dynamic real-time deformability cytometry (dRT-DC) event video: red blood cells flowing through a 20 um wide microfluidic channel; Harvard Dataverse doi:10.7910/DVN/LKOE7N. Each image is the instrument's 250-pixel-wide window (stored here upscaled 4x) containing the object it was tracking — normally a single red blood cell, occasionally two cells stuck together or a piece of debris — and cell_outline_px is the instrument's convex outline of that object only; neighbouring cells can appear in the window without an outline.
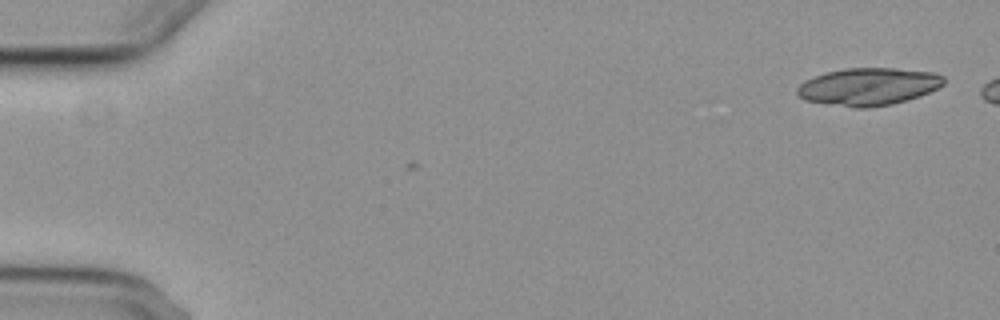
{"species": "common noctule bat (a hibernating species)", "species_latin": "Nyctalus noctula", "temperature_condition": "cold", "stored_images_in_passage": 6, "camera_frame_rate_fps": 3000, "um_per_image_px": 0.085, "animal": {"sex": "female", "body_mass_g": 29.2, "forearm_length_mm": 56.3}, "frame": {"image": 1, "passage_image": 1, "time_ms": 0.0, "image_size_px": [1000, 320], "cell_outline_px": [[944, 84], [920, 96], [908, 100], [892, 104], [868, 108], [856, 108], [804, 100], [796, 92], [796, 88], [804, 80], [828, 72], [844, 68], [896, 68], [932, 72], [944, 76]], "centroid_in_image_um": [73.81, 7.36], "position_along_channel_um": 11.2, "area_um2": 31.96}}